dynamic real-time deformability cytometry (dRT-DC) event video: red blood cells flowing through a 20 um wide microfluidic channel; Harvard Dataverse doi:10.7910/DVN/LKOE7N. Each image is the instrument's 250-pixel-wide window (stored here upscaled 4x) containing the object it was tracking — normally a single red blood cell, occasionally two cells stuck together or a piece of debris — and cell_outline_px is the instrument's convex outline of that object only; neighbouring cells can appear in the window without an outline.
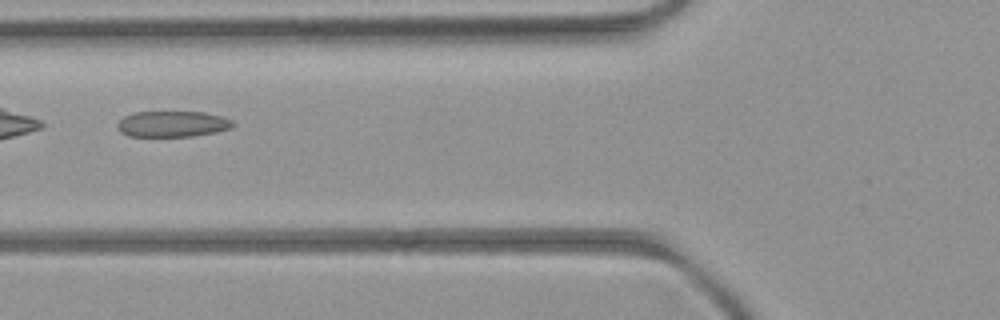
{"species": "common noctule bat (a hibernating species)", "species_latin": "Nyctalus noctula", "temperature_condition": "room temperature", "stored_images_in_passage": 3, "camera_frame_rate_fps": 3000, "um_per_image_px": 0.085, "animal": {"sex": "female", "body_mass_g": 21.9}, "frame": {"image": 1, "passage_image": 3, "time_ms": 2.333, "image_size_px": [1000, 320], "cell_outline_px": [[232, 128], [216, 132], [192, 136], [128, 136], [120, 132], [116, 128], [116, 124], [124, 116], [136, 112], [204, 112], [220, 116], [232, 120]], "centroid_in_image_um": [14.62, 10.54], "position_along_channel_um": 111.2, "area_um2": 17.4}}